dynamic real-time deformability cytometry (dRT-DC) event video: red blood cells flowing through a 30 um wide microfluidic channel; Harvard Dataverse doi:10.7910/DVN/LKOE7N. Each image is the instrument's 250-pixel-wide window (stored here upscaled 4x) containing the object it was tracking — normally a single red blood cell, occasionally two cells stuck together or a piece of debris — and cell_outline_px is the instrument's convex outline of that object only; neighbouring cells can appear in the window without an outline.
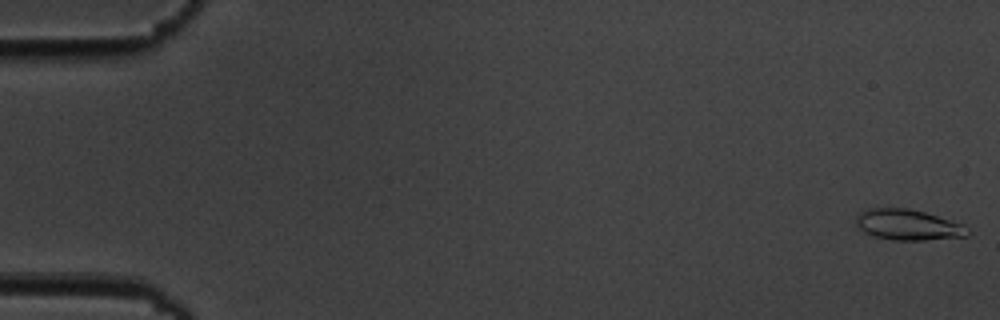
{"species": "common noctule bat (a hibernating species)", "species_latin": "Nyctalus noctula", "temperature_condition": "cold", "stored_images_in_passage": 5, "camera_frame_rate_fps": 3000, "um_per_image_px": 0.085, "animal": {"sex": "male", "body_mass_g": 19.5, "forearm_length_mm": 54.6}, "frame": {"image": 1, "passage_image": 1, "time_ms": 0.0, "image_size_px": [1000, 320], "cell_outline_px": [[972, 232], [968, 236], [924, 240], [892, 240], [876, 236], [864, 232], [856, 228], [856, 220], [860, 212], [868, 208], [908, 208], [924, 212], [964, 224]], "centroid_in_image_um": [77.2, 19.11], "position_along_channel_um": 7.8, "area_um2": 20.06}}